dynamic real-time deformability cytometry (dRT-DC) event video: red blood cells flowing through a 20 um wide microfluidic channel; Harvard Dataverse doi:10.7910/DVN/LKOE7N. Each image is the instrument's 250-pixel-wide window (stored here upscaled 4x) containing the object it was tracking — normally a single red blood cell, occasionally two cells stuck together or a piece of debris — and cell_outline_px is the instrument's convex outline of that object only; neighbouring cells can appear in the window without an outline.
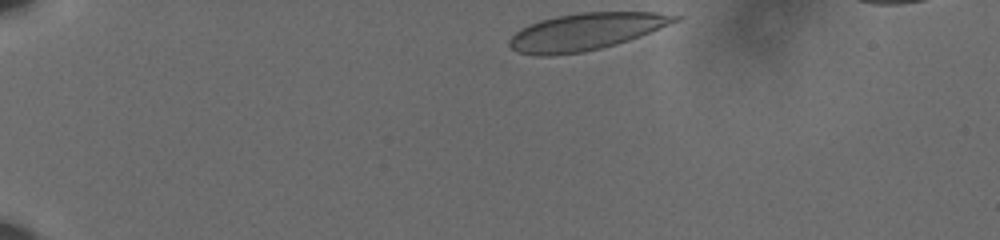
{"species": "human", "species_latin": "Homo sapiens", "temperature_condition": "cold", "stored_images_in_passage": 41, "camera_frame_rate_fps": 3000, "um_per_image_px": 0.085, "donor": {"sex": "male"}, "frame": {"image": 1, "passage_image": 1, "time_ms": 0.0, "image_size_px": [1000, 240], "cell_outline_px": [[684, 16], [680, 20], [640, 36], [616, 44], [584, 52], [548, 56], [540, 56], [520, 52], [512, 48], [508, 44], [508, 40], [520, 28], [540, 20], [556, 16], [580, 12], [656, 12]], "centroid_in_image_um": [49.8, 2.68], "position_along_channel_um": 35.2, "area_um2": 35.6}}
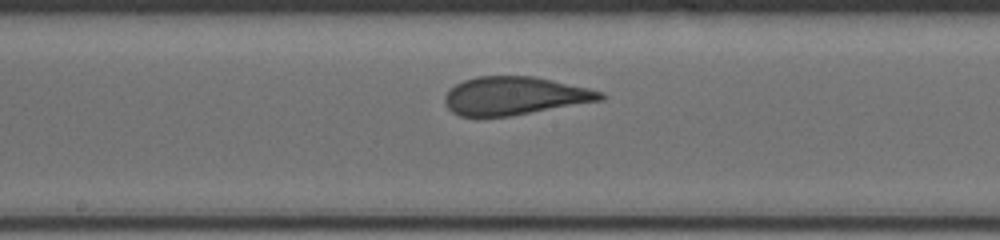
{"frame": {"image": 2, "passage_image": 22, "time_ms": 7.0, "image_size_px": [1000, 240], "cell_outline_px": [[608, 96], [604, 100], [512, 116], [460, 116], [452, 112], [444, 104], [444, 96], [456, 84], [464, 80], [476, 76], [536, 76], [588, 88], [604, 92]], "centroid_in_image_um": [43.79, 8.15], "position_along_channel_um": 204.4, "area_um2": 34.85}}
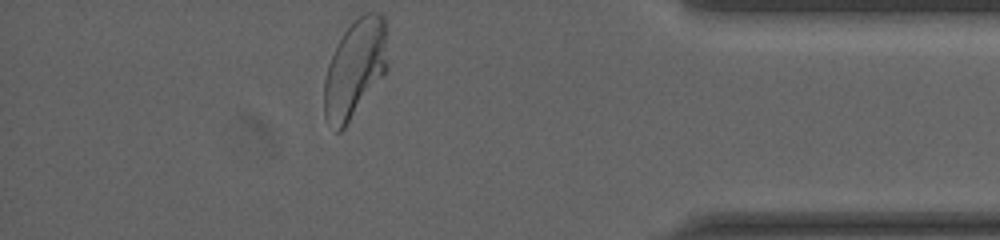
{"frame": {"image": 3, "passage_image": 41, "time_ms": 13.333, "image_size_px": [1000, 240], "cell_outline_px": [[388, 68], [344, 128], [340, 132], [336, 132], [324, 116], [324, 80], [328, 64], [344, 32], [364, 12], [380, 12], [384, 16], [388, 64]], "centroid_in_image_um": [30.17, 5.83], "position_along_channel_um": 405.0, "area_um2": 35.72}, "authors_computed_cell_mechanics": {"area_um2": 35.3158, "velocity_mm_per_s": 3.5849, "shape_relaxation_time_tau1_ms": 6.8296, "shape_relaxation_time_tau2_ms": null, "deformation_change_tau1": 0.1737, "deformation_change_tau2": null}}